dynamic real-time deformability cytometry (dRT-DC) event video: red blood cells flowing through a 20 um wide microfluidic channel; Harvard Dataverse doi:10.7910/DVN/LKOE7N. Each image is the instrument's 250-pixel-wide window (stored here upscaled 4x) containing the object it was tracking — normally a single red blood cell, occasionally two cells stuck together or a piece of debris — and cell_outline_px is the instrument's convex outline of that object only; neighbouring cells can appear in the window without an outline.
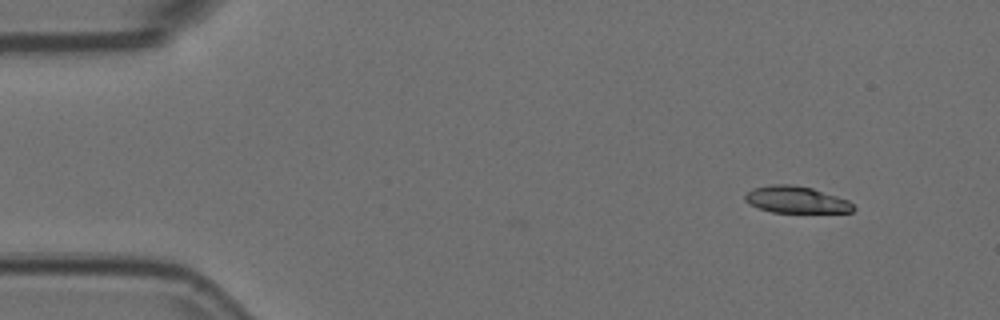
{"species": "Egyptian fruit bat (a non-hibernating species)", "species_latin": "Rousettus aegyptiacus", "temperature_condition": "room temperature", "stored_images_in_passage": 50, "camera_frame_rate_fps": 3000, "um_per_image_px": 0.085, "animal": {"sex": "female"}, "frame": {"image": 1, "passage_image": 1, "time_ms": 0.0, "image_size_px": [1000, 320], "cell_outline_px": [[856, 208], [852, 212], [772, 212], [748, 204], [744, 200], [744, 196], [752, 188], [772, 184], [792, 184], [812, 188], [848, 200]], "centroid_in_image_um": [67.65, 16.97], "position_along_channel_um": 17.4, "area_um2": 16.82}}
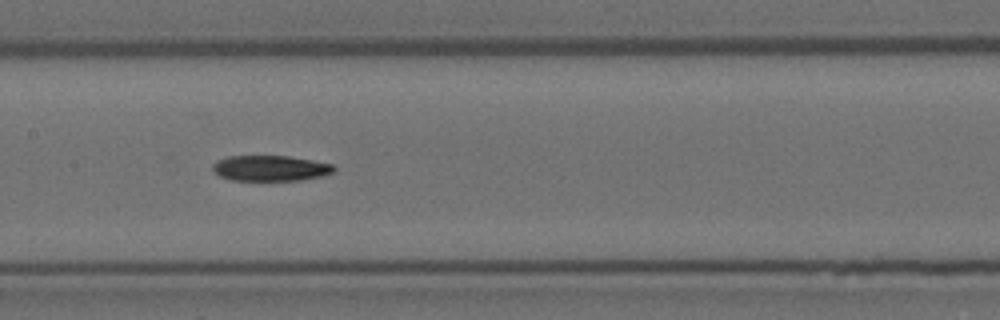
{"frame": {"image": 2, "passage_image": 22, "time_ms": 7.0, "image_size_px": [1000, 320], "cell_outline_px": [[336, 168], [332, 172], [324, 176], [300, 180], [228, 180], [212, 172], [212, 164], [216, 160], [228, 156], [288, 156], [312, 160], [332, 164]], "centroid_in_image_um": [22.94, 14.3], "position_along_channel_um": 184.5, "area_um2": 18.21}}
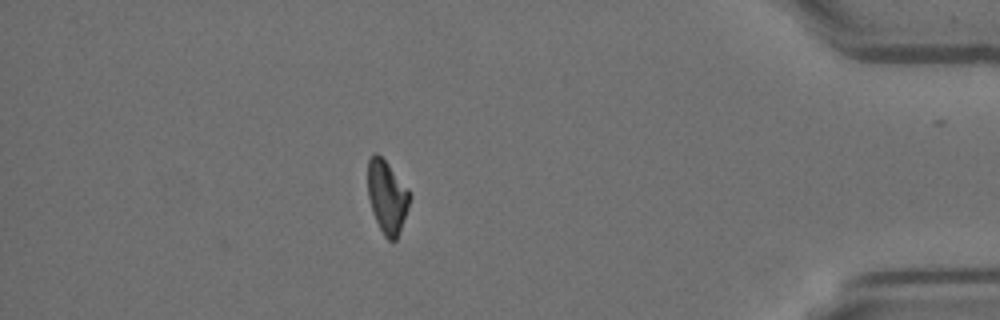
{"frame": {"image": 3, "passage_image": 43, "time_ms": 14.0, "image_size_px": [1000, 320], "cell_outline_px": [[412, 196], [408, 208], [396, 240], [388, 240], [384, 236], [372, 212], [368, 196], [368, 160], [372, 152], [376, 152], [388, 164], [408, 188]], "centroid_in_image_um": [32.9, 16.71], "position_along_channel_um": 402.3, "area_um2": 17.74}}